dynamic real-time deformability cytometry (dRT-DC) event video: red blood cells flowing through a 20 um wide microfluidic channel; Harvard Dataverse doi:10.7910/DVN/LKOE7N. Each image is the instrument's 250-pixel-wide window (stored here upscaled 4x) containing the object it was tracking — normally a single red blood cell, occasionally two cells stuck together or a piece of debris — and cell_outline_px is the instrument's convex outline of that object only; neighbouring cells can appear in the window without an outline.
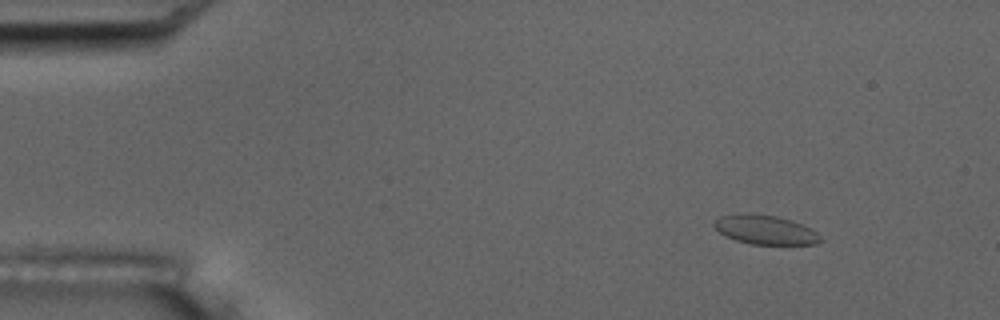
{"species": "common noctule bat (a hibernating species)", "species_latin": "Nyctalus noctula", "temperature_condition": "room temperature", "stored_images_in_passage": 5, "camera_frame_rate_fps": 3000, "um_per_image_px": 0.085, "animal": {"sex": "male", "body_mass_g": 17.5, "forearm_length_mm": 52.3}, "frame": {"image": 1, "passage_image": 2, "time_ms": 1.0, "image_size_px": [1000, 320], "cell_outline_px": [[824, 240], [816, 244], [752, 244], [736, 240], [720, 232], [712, 224], [720, 216], [744, 212], [748, 212], [776, 216], [792, 220], [812, 228]], "centroid_in_image_um": [65.08, 19.51], "position_along_channel_um": 19.9, "area_um2": 18.15}}